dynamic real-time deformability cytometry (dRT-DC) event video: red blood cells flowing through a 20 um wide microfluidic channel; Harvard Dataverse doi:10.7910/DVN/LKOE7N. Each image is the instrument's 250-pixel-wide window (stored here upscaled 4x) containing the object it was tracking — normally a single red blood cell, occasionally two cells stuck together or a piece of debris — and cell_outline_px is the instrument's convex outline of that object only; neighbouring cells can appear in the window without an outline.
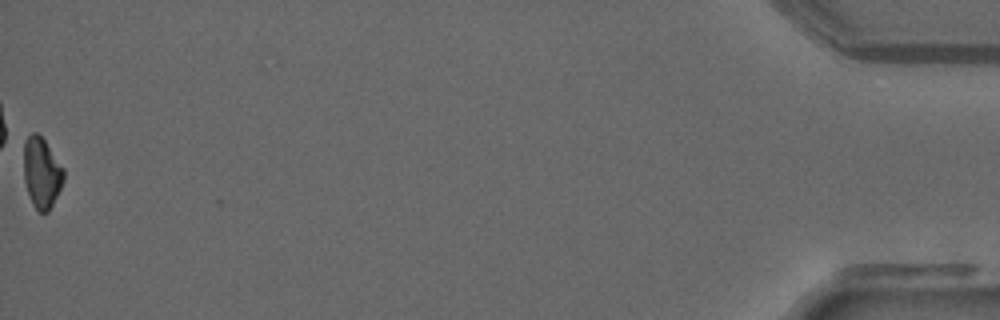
{"species": "common noctule bat (a hibernating species)", "species_latin": "Nyctalus noctula", "temperature_condition": "warm", "stored_images_in_passage": 51, "camera_frame_rate_fps": 3000, "um_per_image_px": 0.085, "animal": {"sex": "male", "forearm_length_mm": 52.5}, "frame": {"image": 1, "passage_image": 51, "time_ms": 16.667, "image_size_px": [1000, 320], "cell_outline_px": [[64, 180], [48, 212], [40, 212], [32, 204], [24, 180], [20, 140], [32, 132], [36, 132], [44, 140], [64, 168]], "centroid_in_image_um": [3.47, 14.59], "position_along_channel_um": 431.7, "area_um2": 16.94}, "authors_computed_cell_mechanics": {"area_um2": 17.629, "velocity_mm_per_s": 3.9657, "shape_relaxation_time_tau1_ms": 10.2791, "shape_relaxation_time_tau2_ms": null, "deformation_change_tau1": 0.2446, "deformation_change_tau2": null}}